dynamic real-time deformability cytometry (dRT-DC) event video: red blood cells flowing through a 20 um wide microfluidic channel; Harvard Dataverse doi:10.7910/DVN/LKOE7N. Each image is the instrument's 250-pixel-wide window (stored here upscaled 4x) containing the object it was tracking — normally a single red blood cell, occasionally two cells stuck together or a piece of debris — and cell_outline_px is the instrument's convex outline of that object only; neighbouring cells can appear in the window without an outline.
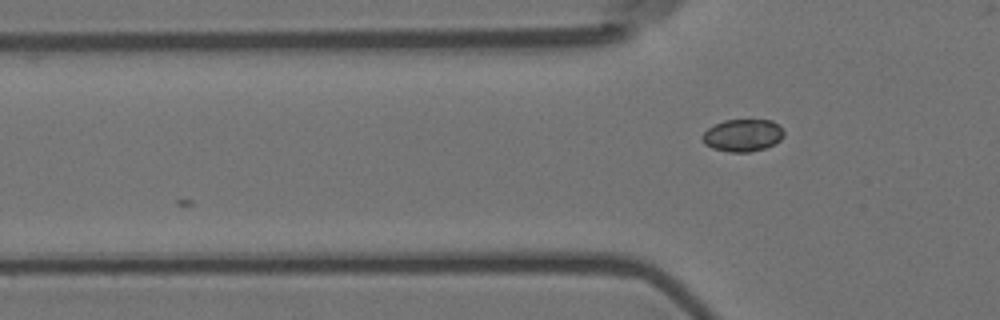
{"species": "Egyptian fruit bat (a non-hibernating species)", "species_latin": "Rousettus aegyptiacus", "temperature_condition": "room temperature", "stored_images_in_passage": 9, "camera_frame_rate_fps": 3000, "um_per_image_px": 0.085, "animal": {"sex": "female"}, "frame": {"image": 1, "passage_image": 9, "time_ms": 2.667, "image_size_px": [1000, 320], "cell_outline_px": [[784, 136], [776, 144], [764, 148], [748, 152], [728, 152], [712, 148], [704, 144], [700, 136], [708, 128], [724, 120], [772, 120], [780, 124], [784, 132]], "centroid_in_image_um": [63.14, 11.5], "position_along_channel_um": 62.7, "area_um2": 15.55}}